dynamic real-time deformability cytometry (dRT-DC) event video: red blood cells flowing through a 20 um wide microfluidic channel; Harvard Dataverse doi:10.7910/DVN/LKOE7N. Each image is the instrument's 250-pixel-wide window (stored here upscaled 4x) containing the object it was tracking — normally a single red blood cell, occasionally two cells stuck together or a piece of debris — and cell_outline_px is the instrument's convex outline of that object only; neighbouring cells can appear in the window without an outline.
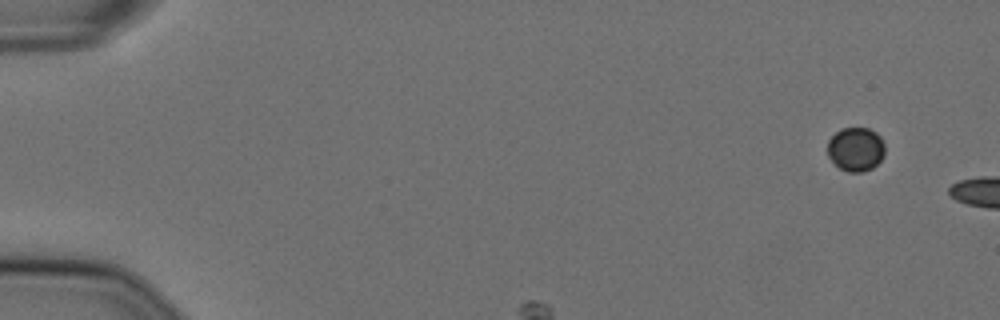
{"species": "Egyptian fruit bat (a non-hibernating species)", "species_latin": "Rousettus aegyptiacus", "temperature_condition": "cold", "stored_images_in_passage": 7, "camera_frame_rate_fps": 3000, "um_per_image_px": 0.085, "animal": {"sex": "female"}, "frame": {"image": 1, "passage_image": 1, "time_ms": 0.0, "image_size_px": [1000, 320], "cell_outline_px": [[884, 156], [872, 168], [860, 172], [848, 172], [840, 168], [828, 156], [828, 140], [840, 128], [868, 128], [876, 132], [880, 136], [884, 144]], "centroid_in_image_um": [72.74, 12.67], "position_along_channel_um": 12.3, "area_um2": 14.62}}